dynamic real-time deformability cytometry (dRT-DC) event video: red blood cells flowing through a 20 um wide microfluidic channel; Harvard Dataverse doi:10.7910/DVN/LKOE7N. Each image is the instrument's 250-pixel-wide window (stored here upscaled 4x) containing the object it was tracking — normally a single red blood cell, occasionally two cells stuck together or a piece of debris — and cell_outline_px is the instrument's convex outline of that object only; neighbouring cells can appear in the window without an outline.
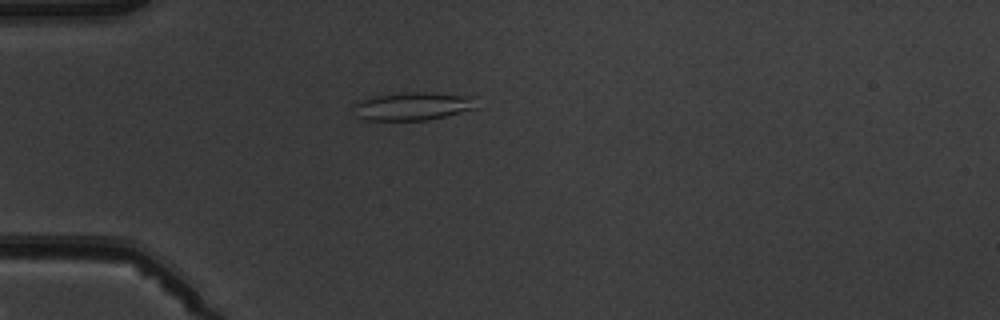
{"species": "common noctule bat (a hibernating species)", "species_latin": "Nyctalus noctula", "temperature_condition": "warm", "stored_images_in_passage": 1, "camera_frame_rate_fps": 3000, "um_per_image_px": 0.085, "animal": {"sex": "male", "body_mass_g": 19.5, "forearm_length_mm": 54.6}, "frame": {"image": 1, "passage_image": 1, "time_ms": 0.0, "image_size_px": [1000, 320], "cell_outline_px": [[476, 108], [428, 120], [364, 120], [356, 116], [352, 108], [352, 104], [360, 100], [376, 96], [404, 92], [428, 92], [476, 96]], "centroid_in_image_um": [35.07, 9.02], "position_along_channel_um": 49.9, "area_um2": 20.29}}